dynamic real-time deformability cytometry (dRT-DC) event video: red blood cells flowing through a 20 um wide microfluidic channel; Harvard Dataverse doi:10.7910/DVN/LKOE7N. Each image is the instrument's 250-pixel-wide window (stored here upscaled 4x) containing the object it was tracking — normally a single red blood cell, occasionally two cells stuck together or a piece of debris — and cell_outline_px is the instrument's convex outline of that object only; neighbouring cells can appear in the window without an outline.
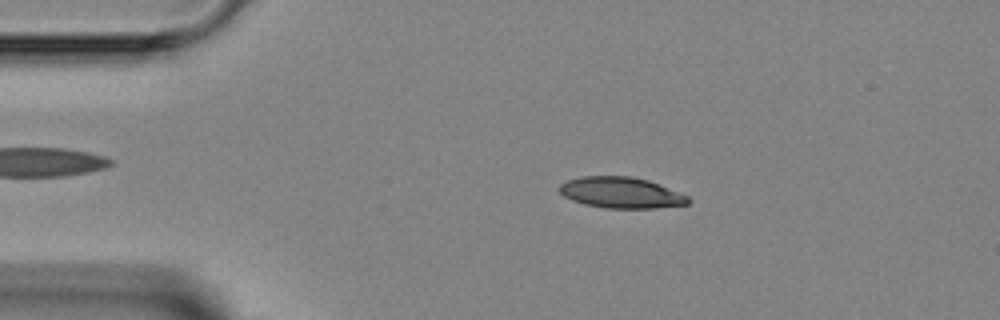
{"species": "Egyptian fruit bat (a non-hibernating species)", "species_latin": "Rousettus aegyptiacus", "temperature_condition": "room temperature", "stored_images_in_passage": 3, "camera_frame_rate_fps": 3000, "um_per_image_px": 0.085, "animal": {"sex": "female"}, "frame": {"image": 1, "passage_image": 2, "time_ms": 1.333, "image_size_px": [1000, 320], "cell_outline_px": [[692, 200], [688, 204], [656, 208], [604, 208], [584, 204], [572, 200], [564, 196], [556, 188], [560, 184], [568, 180], [584, 176], [632, 176], [648, 180], [688, 196]], "centroid_in_image_um": [52.77, 16.38], "position_along_channel_um": 32.2, "area_um2": 23.29}}